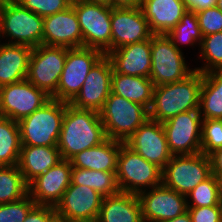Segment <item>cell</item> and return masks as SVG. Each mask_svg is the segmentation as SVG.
<instances>
[{"label":"cell","instance_id":"24","mask_svg":"<svg viewBox=\"0 0 222 222\" xmlns=\"http://www.w3.org/2000/svg\"><path fill=\"white\" fill-rule=\"evenodd\" d=\"M99 222H144L137 194L119 191L117 194L103 197Z\"/></svg>","mask_w":222,"mask_h":222},{"label":"cell","instance_id":"7","mask_svg":"<svg viewBox=\"0 0 222 222\" xmlns=\"http://www.w3.org/2000/svg\"><path fill=\"white\" fill-rule=\"evenodd\" d=\"M212 175L211 162L203 153L173 155L164 167L162 183L187 197L189 193Z\"/></svg>","mask_w":222,"mask_h":222},{"label":"cell","instance_id":"1","mask_svg":"<svg viewBox=\"0 0 222 222\" xmlns=\"http://www.w3.org/2000/svg\"><path fill=\"white\" fill-rule=\"evenodd\" d=\"M107 139L99 112L78 109L65 102V114L57 142L61 159L98 146Z\"/></svg>","mask_w":222,"mask_h":222},{"label":"cell","instance_id":"26","mask_svg":"<svg viewBox=\"0 0 222 222\" xmlns=\"http://www.w3.org/2000/svg\"><path fill=\"white\" fill-rule=\"evenodd\" d=\"M61 160L57 146H21L18 167L29 185Z\"/></svg>","mask_w":222,"mask_h":222},{"label":"cell","instance_id":"5","mask_svg":"<svg viewBox=\"0 0 222 222\" xmlns=\"http://www.w3.org/2000/svg\"><path fill=\"white\" fill-rule=\"evenodd\" d=\"M163 170L145 160L124 143L117 159L116 180L122 192L139 194L162 184Z\"/></svg>","mask_w":222,"mask_h":222},{"label":"cell","instance_id":"19","mask_svg":"<svg viewBox=\"0 0 222 222\" xmlns=\"http://www.w3.org/2000/svg\"><path fill=\"white\" fill-rule=\"evenodd\" d=\"M70 160H61L29 184V195L37 205L56 207L71 184Z\"/></svg>","mask_w":222,"mask_h":222},{"label":"cell","instance_id":"44","mask_svg":"<svg viewBox=\"0 0 222 222\" xmlns=\"http://www.w3.org/2000/svg\"><path fill=\"white\" fill-rule=\"evenodd\" d=\"M162 222H192V221L189 212L187 211L184 214L177 216L176 218L168 219Z\"/></svg>","mask_w":222,"mask_h":222},{"label":"cell","instance_id":"28","mask_svg":"<svg viewBox=\"0 0 222 222\" xmlns=\"http://www.w3.org/2000/svg\"><path fill=\"white\" fill-rule=\"evenodd\" d=\"M199 112L202 119H222V71L202 74Z\"/></svg>","mask_w":222,"mask_h":222},{"label":"cell","instance_id":"14","mask_svg":"<svg viewBox=\"0 0 222 222\" xmlns=\"http://www.w3.org/2000/svg\"><path fill=\"white\" fill-rule=\"evenodd\" d=\"M124 144L162 170L172 158L162 123L148 118Z\"/></svg>","mask_w":222,"mask_h":222},{"label":"cell","instance_id":"10","mask_svg":"<svg viewBox=\"0 0 222 222\" xmlns=\"http://www.w3.org/2000/svg\"><path fill=\"white\" fill-rule=\"evenodd\" d=\"M103 55L104 53L96 48H67L57 91L51 98L70 103L79 93L90 69Z\"/></svg>","mask_w":222,"mask_h":222},{"label":"cell","instance_id":"15","mask_svg":"<svg viewBox=\"0 0 222 222\" xmlns=\"http://www.w3.org/2000/svg\"><path fill=\"white\" fill-rule=\"evenodd\" d=\"M153 35L141 7H111V51Z\"/></svg>","mask_w":222,"mask_h":222},{"label":"cell","instance_id":"29","mask_svg":"<svg viewBox=\"0 0 222 222\" xmlns=\"http://www.w3.org/2000/svg\"><path fill=\"white\" fill-rule=\"evenodd\" d=\"M71 184L90 187L103 197L117 194L120 191L116 172L72 168Z\"/></svg>","mask_w":222,"mask_h":222},{"label":"cell","instance_id":"35","mask_svg":"<svg viewBox=\"0 0 222 222\" xmlns=\"http://www.w3.org/2000/svg\"><path fill=\"white\" fill-rule=\"evenodd\" d=\"M222 148V119H202L201 153L209 155Z\"/></svg>","mask_w":222,"mask_h":222},{"label":"cell","instance_id":"22","mask_svg":"<svg viewBox=\"0 0 222 222\" xmlns=\"http://www.w3.org/2000/svg\"><path fill=\"white\" fill-rule=\"evenodd\" d=\"M140 7L153 34H167L188 10L184 0H142Z\"/></svg>","mask_w":222,"mask_h":222},{"label":"cell","instance_id":"21","mask_svg":"<svg viewBox=\"0 0 222 222\" xmlns=\"http://www.w3.org/2000/svg\"><path fill=\"white\" fill-rule=\"evenodd\" d=\"M114 72L150 78L151 39L119 47L106 54Z\"/></svg>","mask_w":222,"mask_h":222},{"label":"cell","instance_id":"2","mask_svg":"<svg viewBox=\"0 0 222 222\" xmlns=\"http://www.w3.org/2000/svg\"><path fill=\"white\" fill-rule=\"evenodd\" d=\"M202 73L194 70L181 81L155 86L149 118L163 123L190 110H199Z\"/></svg>","mask_w":222,"mask_h":222},{"label":"cell","instance_id":"48","mask_svg":"<svg viewBox=\"0 0 222 222\" xmlns=\"http://www.w3.org/2000/svg\"><path fill=\"white\" fill-rule=\"evenodd\" d=\"M216 6L222 11V0H217Z\"/></svg>","mask_w":222,"mask_h":222},{"label":"cell","instance_id":"32","mask_svg":"<svg viewBox=\"0 0 222 222\" xmlns=\"http://www.w3.org/2000/svg\"><path fill=\"white\" fill-rule=\"evenodd\" d=\"M167 37L172 41L173 45L179 48V44L185 46H193L202 42L203 35L201 33L198 18L195 11L187 10L176 26L171 29Z\"/></svg>","mask_w":222,"mask_h":222},{"label":"cell","instance_id":"33","mask_svg":"<svg viewBox=\"0 0 222 222\" xmlns=\"http://www.w3.org/2000/svg\"><path fill=\"white\" fill-rule=\"evenodd\" d=\"M199 48L198 58L202 59L204 62L202 66H204L196 67L194 70L200 71L202 74L210 71H222V32L203 36Z\"/></svg>","mask_w":222,"mask_h":222},{"label":"cell","instance_id":"25","mask_svg":"<svg viewBox=\"0 0 222 222\" xmlns=\"http://www.w3.org/2000/svg\"><path fill=\"white\" fill-rule=\"evenodd\" d=\"M32 47L20 44L0 45V87L27 78Z\"/></svg>","mask_w":222,"mask_h":222},{"label":"cell","instance_id":"40","mask_svg":"<svg viewBox=\"0 0 222 222\" xmlns=\"http://www.w3.org/2000/svg\"><path fill=\"white\" fill-rule=\"evenodd\" d=\"M56 219L55 207L36 204L23 222H54Z\"/></svg>","mask_w":222,"mask_h":222},{"label":"cell","instance_id":"31","mask_svg":"<svg viewBox=\"0 0 222 222\" xmlns=\"http://www.w3.org/2000/svg\"><path fill=\"white\" fill-rule=\"evenodd\" d=\"M29 194L18 165L0 166V204L18 201Z\"/></svg>","mask_w":222,"mask_h":222},{"label":"cell","instance_id":"9","mask_svg":"<svg viewBox=\"0 0 222 222\" xmlns=\"http://www.w3.org/2000/svg\"><path fill=\"white\" fill-rule=\"evenodd\" d=\"M182 51L166 34L151 37L150 79L155 86L181 81L194 71L188 67Z\"/></svg>","mask_w":222,"mask_h":222},{"label":"cell","instance_id":"43","mask_svg":"<svg viewBox=\"0 0 222 222\" xmlns=\"http://www.w3.org/2000/svg\"><path fill=\"white\" fill-rule=\"evenodd\" d=\"M142 0H112V7H140Z\"/></svg>","mask_w":222,"mask_h":222},{"label":"cell","instance_id":"16","mask_svg":"<svg viewBox=\"0 0 222 222\" xmlns=\"http://www.w3.org/2000/svg\"><path fill=\"white\" fill-rule=\"evenodd\" d=\"M144 222H162L187 212V197L163 183L138 194Z\"/></svg>","mask_w":222,"mask_h":222},{"label":"cell","instance_id":"38","mask_svg":"<svg viewBox=\"0 0 222 222\" xmlns=\"http://www.w3.org/2000/svg\"><path fill=\"white\" fill-rule=\"evenodd\" d=\"M195 12L203 36L222 32V11L217 6Z\"/></svg>","mask_w":222,"mask_h":222},{"label":"cell","instance_id":"11","mask_svg":"<svg viewBox=\"0 0 222 222\" xmlns=\"http://www.w3.org/2000/svg\"><path fill=\"white\" fill-rule=\"evenodd\" d=\"M66 55L65 47L43 44L34 47L30 55L26 79L52 96L57 91Z\"/></svg>","mask_w":222,"mask_h":222},{"label":"cell","instance_id":"17","mask_svg":"<svg viewBox=\"0 0 222 222\" xmlns=\"http://www.w3.org/2000/svg\"><path fill=\"white\" fill-rule=\"evenodd\" d=\"M112 73L111 61L103 55L90 69L79 93L69 104L100 112L111 93Z\"/></svg>","mask_w":222,"mask_h":222},{"label":"cell","instance_id":"4","mask_svg":"<svg viewBox=\"0 0 222 222\" xmlns=\"http://www.w3.org/2000/svg\"><path fill=\"white\" fill-rule=\"evenodd\" d=\"M65 102L51 98L18 122L21 146H57Z\"/></svg>","mask_w":222,"mask_h":222},{"label":"cell","instance_id":"18","mask_svg":"<svg viewBox=\"0 0 222 222\" xmlns=\"http://www.w3.org/2000/svg\"><path fill=\"white\" fill-rule=\"evenodd\" d=\"M103 196L87 186L70 184L56 205L57 219L73 221L98 218Z\"/></svg>","mask_w":222,"mask_h":222},{"label":"cell","instance_id":"27","mask_svg":"<svg viewBox=\"0 0 222 222\" xmlns=\"http://www.w3.org/2000/svg\"><path fill=\"white\" fill-rule=\"evenodd\" d=\"M155 85L148 77L112 73L111 92L131 102L143 105L148 111L153 101Z\"/></svg>","mask_w":222,"mask_h":222},{"label":"cell","instance_id":"3","mask_svg":"<svg viewBox=\"0 0 222 222\" xmlns=\"http://www.w3.org/2000/svg\"><path fill=\"white\" fill-rule=\"evenodd\" d=\"M44 17L26 9L16 0H0L1 37L7 43L38 47L43 40Z\"/></svg>","mask_w":222,"mask_h":222},{"label":"cell","instance_id":"41","mask_svg":"<svg viewBox=\"0 0 222 222\" xmlns=\"http://www.w3.org/2000/svg\"><path fill=\"white\" fill-rule=\"evenodd\" d=\"M209 159L211 162V170L212 174L216 177L222 175V148L216 149L209 155Z\"/></svg>","mask_w":222,"mask_h":222},{"label":"cell","instance_id":"20","mask_svg":"<svg viewBox=\"0 0 222 222\" xmlns=\"http://www.w3.org/2000/svg\"><path fill=\"white\" fill-rule=\"evenodd\" d=\"M43 45L65 48L83 47V36L73 6L44 17Z\"/></svg>","mask_w":222,"mask_h":222},{"label":"cell","instance_id":"23","mask_svg":"<svg viewBox=\"0 0 222 222\" xmlns=\"http://www.w3.org/2000/svg\"><path fill=\"white\" fill-rule=\"evenodd\" d=\"M123 143L107 138L98 146L83 150L72 157V168L116 172L119 150Z\"/></svg>","mask_w":222,"mask_h":222},{"label":"cell","instance_id":"49","mask_svg":"<svg viewBox=\"0 0 222 222\" xmlns=\"http://www.w3.org/2000/svg\"><path fill=\"white\" fill-rule=\"evenodd\" d=\"M54 222H66V221H62V220L56 219Z\"/></svg>","mask_w":222,"mask_h":222},{"label":"cell","instance_id":"36","mask_svg":"<svg viewBox=\"0 0 222 222\" xmlns=\"http://www.w3.org/2000/svg\"><path fill=\"white\" fill-rule=\"evenodd\" d=\"M35 205L29 194L18 201L0 204V222H23Z\"/></svg>","mask_w":222,"mask_h":222},{"label":"cell","instance_id":"6","mask_svg":"<svg viewBox=\"0 0 222 222\" xmlns=\"http://www.w3.org/2000/svg\"><path fill=\"white\" fill-rule=\"evenodd\" d=\"M107 138L125 142L149 118L140 104L110 93L99 112Z\"/></svg>","mask_w":222,"mask_h":222},{"label":"cell","instance_id":"37","mask_svg":"<svg viewBox=\"0 0 222 222\" xmlns=\"http://www.w3.org/2000/svg\"><path fill=\"white\" fill-rule=\"evenodd\" d=\"M26 9L46 17L66 10L71 6L72 0H16Z\"/></svg>","mask_w":222,"mask_h":222},{"label":"cell","instance_id":"39","mask_svg":"<svg viewBox=\"0 0 222 222\" xmlns=\"http://www.w3.org/2000/svg\"><path fill=\"white\" fill-rule=\"evenodd\" d=\"M192 222H220L222 205L211 207H188Z\"/></svg>","mask_w":222,"mask_h":222},{"label":"cell","instance_id":"8","mask_svg":"<svg viewBox=\"0 0 222 222\" xmlns=\"http://www.w3.org/2000/svg\"><path fill=\"white\" fill-rule=\"evenodd\" d=\"M77 15L83 47L96 48L104 55L111 51V6L90 2L88 0H72Z\"/></svg>","mask_w":222,"mask_h":222},{"label":"cell","instance_id":"12","mask_svg":"<svg viewBox=\"0 0 222 222\" xmlns=\"http://www.w3.org/2000/svg\"><path fill=\"white\" fill-rule=\"evenodd\" d=\"M51 99L27 79L0 87V115L19 122Z\"/></svg>","mask_w":222,"mask_h":222},{"label":"cell","instance_id":"46","mask_svg":"<svg viewBox=\"0 0 222 222\" xmlns=\"http://www.w3.org/2000/svg\"><path fill=\"white\" fill-rule=\"evenodd\" d=\"M218 185H219V194L222 201V175L217 177Z\"/></svg>","mask_w":222,"mask_h":222},{"label":"cell","instance_id":"47","mask_svg":"<svg viewBox=\"0 0 222 222\" xmlns=\"http://www.w3.org/2000/svg\"><path fill=\"white\" fill-rule=\"evenodd\" d=\"M68 222H99L98 218H92V219H83V220H73Z\"/></svg>","mask_w":222,"mask_h":222},{"label":"cell","instance_id":"34","mask_svg":"<svg viewBox=\"0 0 222 222\" xmlns=\"http://www.w3.org/2000/svg\"><path fill=\"white\" fill-rule=\"evenodd\" d=\"M188 207H211L221 205L218 180L211 175L204 182H201L187 195ZM191 200V201H190Z\"/></svg>","mask_w":222,"mask_h":222},{"label":"cell","instance_id":"30","mask_svg":"<svg viewBox=\"0 0 222 222\" xmlns=\"http://www.w3.org/2000/svg\"><path fill=\"white\" fill-rule=\"evenodd\" d=\"M20 151L18 122L0 115V166L18 165Z\"/></svg>","mask_w":222,"mask_h":222},{"label":"cell","instance_id":"13","mask_svg":"<svg viewBox=\"0 0 222 222\" xmlns=\"http://www.w3.org/2000/svg\"><path fill=\"white\" fill-rule=\"evenodd\" d=\"M172 155L201 152L202 117L199 110L180 113L162 123Z\"/></svg>","mask_w":222,"mask_h":222},{"label":"cell","instance_id":"42","mask_svg":"<svg viewBox=\"0 0 222 222\" xmlns=\"http://www.w3.org/2000/svg\"><path fill=\"white\" fill-rule=\"evenodd\" d=\"M188 10L198 11L216 6L217 0H184Z\"/></svg>","mask_w":222,"mask_h":222},{"label":"cell","instance_id":"45","mask_svg":"<svg viewBox=\"0 0 222 222\" xmlns=\"http://www.w3.org/2000/svg\"><path fill=\"white\" fill-rule=\"evenodd\" d=\"M88 1L112 7V0H88Z\"/></svg>","mask_w":222,"mask_h":222}]
</instances>
